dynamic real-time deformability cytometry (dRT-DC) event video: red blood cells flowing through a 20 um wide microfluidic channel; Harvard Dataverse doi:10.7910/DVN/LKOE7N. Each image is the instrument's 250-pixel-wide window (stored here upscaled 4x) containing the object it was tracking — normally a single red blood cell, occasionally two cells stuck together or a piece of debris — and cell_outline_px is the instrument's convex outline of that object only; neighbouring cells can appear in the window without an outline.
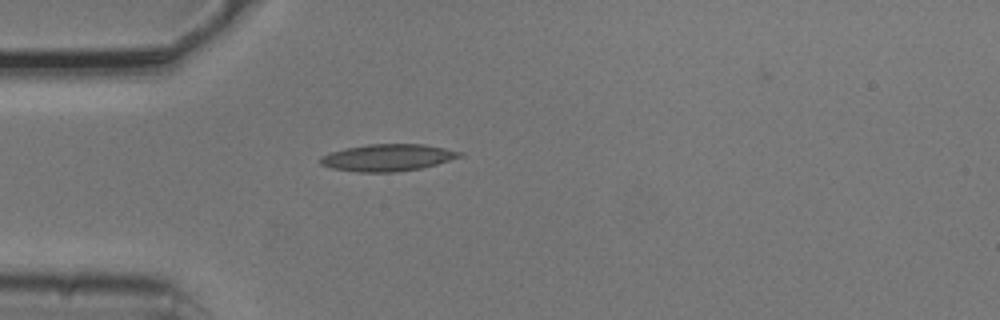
{"species": "common noctule bat (a hibernating species)", "species_latin": "Nyctalus noctula", "temperature_condition": "cold", "stored_images_in_passage": 1, "camera_frame_rate_fps": 3000, "um_per_image_px": 0.085, "animal": {"sex": "male", "body_mass_g": 20.5, "forearm_length_mm": 52.5}, "frame": {"image": 1, "passage_image": 1, "time_ms": 0.0, "image_size_px": [1000, 320], "cell_outline_px": [[464, 156], [436, 164], [420, 168], [396, 172], [356, 172], [332, 168], [320, 164], [320, 156], [328, 152], [368, 144], [424, 144], [464, 152]], "centroid_in_image_um": [32.95, 13.39], "position_along_channel_um": 52.0, "area_um2": 21.91}}